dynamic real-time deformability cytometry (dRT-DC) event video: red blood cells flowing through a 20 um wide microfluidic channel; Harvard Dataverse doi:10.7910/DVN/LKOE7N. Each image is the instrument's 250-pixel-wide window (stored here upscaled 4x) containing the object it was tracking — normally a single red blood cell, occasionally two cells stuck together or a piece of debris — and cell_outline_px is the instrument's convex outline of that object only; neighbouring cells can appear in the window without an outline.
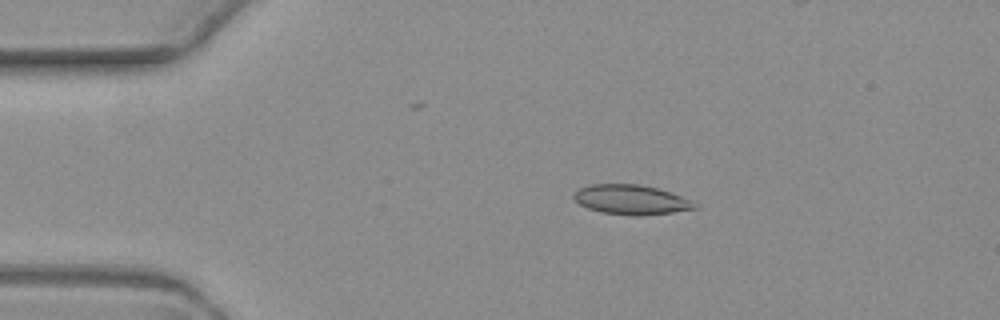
{"species": "common noctule bat (a hibernating species)", "species_latin": "Nyctalus noctula", "temperature_condition": "warm", "stored_images_in_passage": 4, "camera_frame_rate_fps": 3000, "um_per_image_px": 0.085, "animal": {"sex": "female", "body_mass_g": 19.3, "forearm_length_mm": 54.1}, "frame": {"image": 1, "passage_image": 1, "time_ms": 0.0, "image_size_px": [1000, 320], "cell_outline_px": [[700, 208], [672, 212], [640, 216], [632, 216], [600, 212], [588, 208], [580, 204], [572, 196], [580, 188], [588, 184], [640, 184], [656, 188], [692, 200], [700, 204]], "centroid_in_image_um": [53.68, 16.98], "position_along_channel_um": 31.3, "area_um2": 20.98}}
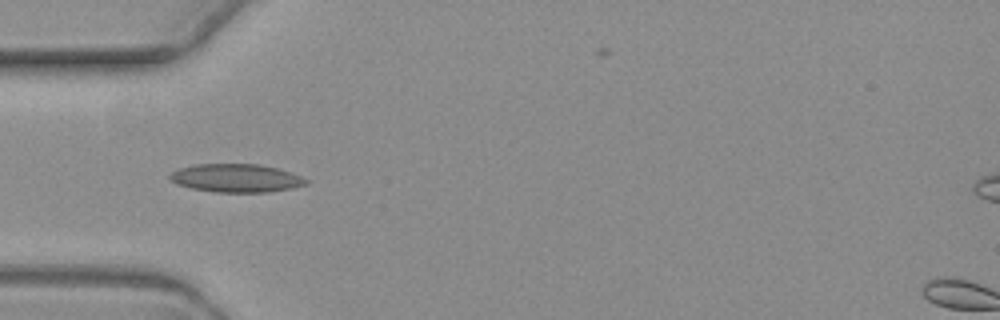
{"frame": {"image": 2, "passage_image": 3, "time_ms": 2.333, "image_size_px": [1000, 320], "cell_outline_px": [[308, 184], [292, 188], [268, 192], [216, 192], [192, 188], [176, 184], [168, 176], [176, 168], [196, 164], [260, 164], [292, 172], [308, 180]], "centroid_in_image_um": [20.07, 15.13], "position_along_channel_um": 64.9, "area_um2": 22.48}}